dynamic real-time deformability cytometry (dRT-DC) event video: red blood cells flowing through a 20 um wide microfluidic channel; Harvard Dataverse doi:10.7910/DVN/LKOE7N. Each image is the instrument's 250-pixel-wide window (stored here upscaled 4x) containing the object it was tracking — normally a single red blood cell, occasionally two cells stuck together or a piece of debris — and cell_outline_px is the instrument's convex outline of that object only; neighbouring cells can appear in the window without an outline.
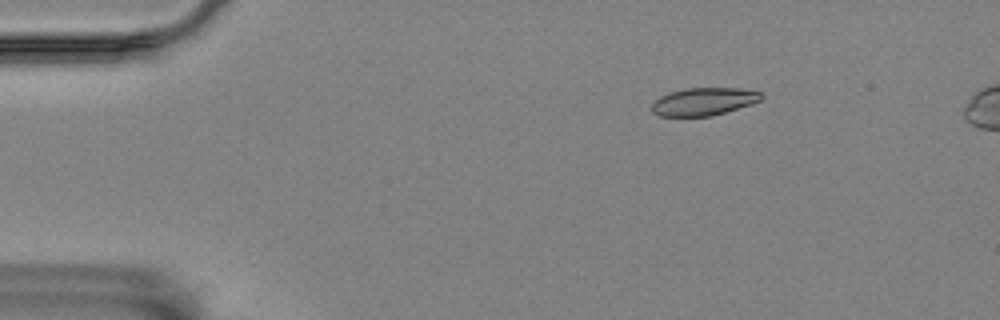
{"species": "Egyptian fruit bat (a non-hibernating species)", "species_latin": "Rousettus aegyptiacus", "temperature_condition": "room temperature", "stored_images_in_passage": 3, "camera_frame_rate_fps": 3000, "um_per_image_px": 0.085, "animal": {"sex": "female"}, "frame": {"image": 1, "passage_image": 2, "time_ms": 0.333, "image_size_px": [1000, 320], "cell_outline_px": [[764, 96], [760, 100], [752, 104], [712, 116], [660, 116], [652, 112], [652, 104], [660, 96], [684, 88], [740, 88], [764, 92]], "centroid_in_image_um": [59.86, 8.63], "position_along_channel_um": 25.1, "area_um2": 17.74}}